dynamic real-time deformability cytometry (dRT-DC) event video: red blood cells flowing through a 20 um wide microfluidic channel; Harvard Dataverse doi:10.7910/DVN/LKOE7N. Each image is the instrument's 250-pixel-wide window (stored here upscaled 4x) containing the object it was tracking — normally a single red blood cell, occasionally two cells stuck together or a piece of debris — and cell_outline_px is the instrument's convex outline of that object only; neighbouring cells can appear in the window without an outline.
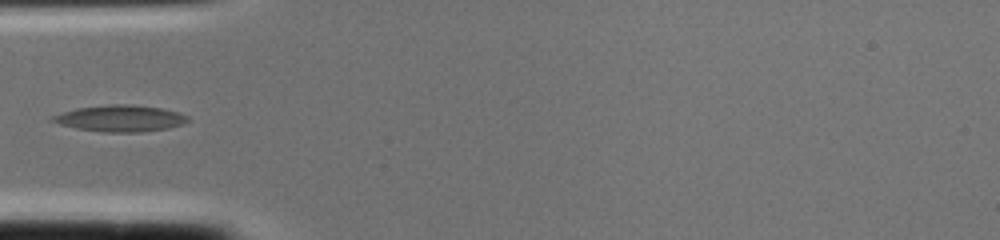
{"species": "common noctule bat (a hibernating species)", "species_latin": "Nyctalus noctula", "temperature_condition": "cold", "stored_images_in_passage": 2, "camera_frame_rate_fps": 3000, "um_per_image_px": 0.085, "animal": {"sex": "female", "body_mass_g": 22.0, "forearm_length_mm": 56.7}, "frame": {"image": 1, "passage_image": 2, "time_ms": 0.333, "image_size_px": [1000, 240], "cell_outline_px": [[188, 120], [184, 124], [168, 128], [140, 132], [100, 132], [76, 128], [60, 124], [48, 120], [52, 116], [76, 108], [108, 104], [132, 104], [160, 108], [180, 112], [188, 116]], "centroid_in_image_um": [10.23, 10.06], "position_along_channel_um": 74.8, "area_um2": 20.92}}